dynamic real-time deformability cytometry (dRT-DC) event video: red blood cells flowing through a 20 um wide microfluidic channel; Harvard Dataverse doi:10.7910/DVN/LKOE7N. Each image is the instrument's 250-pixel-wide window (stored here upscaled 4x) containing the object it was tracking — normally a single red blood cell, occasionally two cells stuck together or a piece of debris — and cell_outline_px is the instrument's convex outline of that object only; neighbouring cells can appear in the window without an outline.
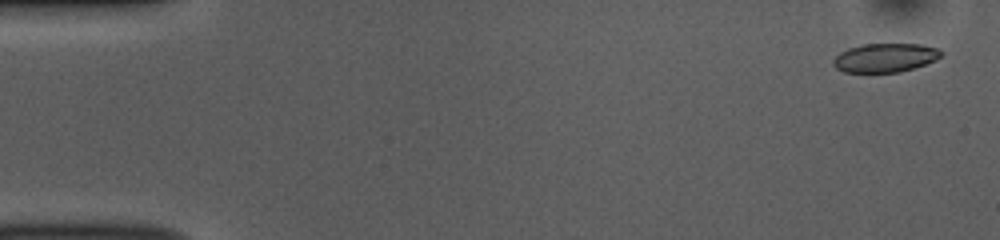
{"species": "common noctule bat (a hibernating species)", "species_latin": "Nyctalus noctula", "temperature_condition": "room temperature", "stored_images_in_passage": 52, "camera_frame_rate_fps": 3000, "um_per_image_px": 0.085, "animal": {"sex": "female", "body_mass_g": 10.0, "forearm_length_mm": 53.1}, "frame": {"image": 1, "passage_image": 2, "time_ms": 0.333, "image_size_px": [1000, 240], "cell_outline_px": [[944, 52], [936, 60], [900, 72], [844, 72], [836, 68], [832, 64], [832, 60], [840, 52], [848, 48], [864, 44], [920, 44], [936, 48]], "centroid_in_image_um": [75.21, 4.9], "position_along_channel_um": 9.8, "area_um2": 18.03}}
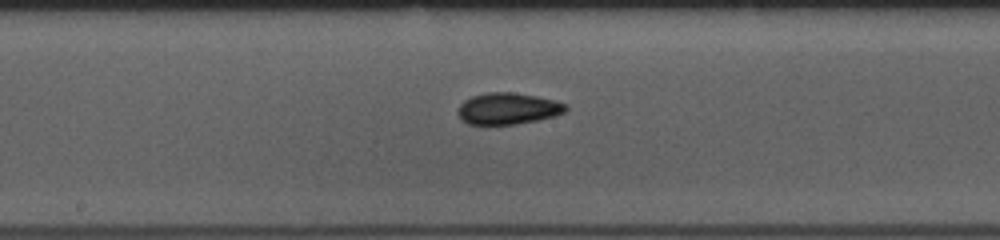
{"frame": {"image": 2, "passage_image": 27, "time_ms": 8.667, "image_size_px": [1000, 240], "cell_outline_px": [[568, 108], [564, 112], [552, 116], [536, 120], [512, 124], [468, 124], [456, 112], [460, 104], [464, 100], [472, 96], [488, 92], [512, 92], [536, 96], [568, 104]], "centroid_in_image_um": [43.15, 9.21], "position_along_channel_um": 205.0, "area_um2": 19.54}}
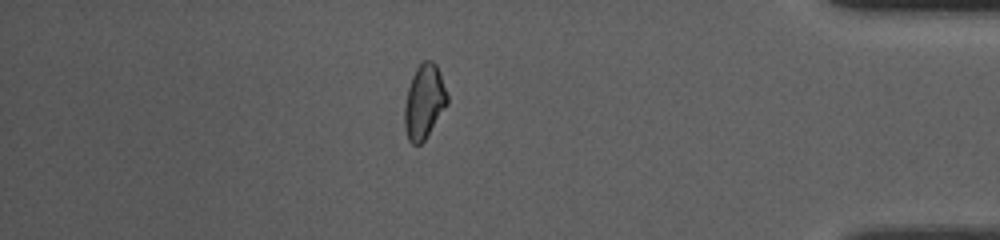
{"frame": {"image": 3, "passage_image": 45, "time_ms": 14.667, "image_size_px": [1000, 240], "cell_outline_px": [[448, 104], [424, 140], [420, 144], [412, 144], [408, 140], [404, 128], [404, 104], [408, 88], [412, 76], [416, 68], [424, 60], [432, 60], [436, 64], [440, 72], [448, 96]], "centroid_in_image_um": [36.05, 8.64], "position_along_channel_um": 399.2, "area_um2": 18.55}, "authors_computed_cell_mechanics": {"area_um2": 19.1607, "velocity_mm_per_s": 3.8338, "shape_relaxation_time_tau1_ms": 4.1988, "shape_relaxation_time_tau2_ms": 3.8255, "deformation_change_tau1": 0.0938, "deformation_change_tau2": 0.0738}}